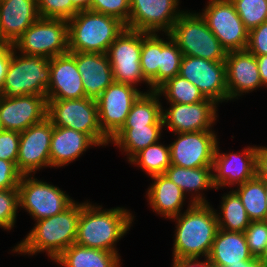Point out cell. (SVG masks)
<instances>
[{"label":"cell","mask_w":267,"mask_h":267,"mask_svg":"<svg viewBox=\"0 0 267 267\" xmlns=\"http://www.w3.org/2000/svg\"><path fill=\"white\" fill-rule=\"evenodd\" d=\"M102 208L88 200L81 203L75 243L119 254L116 243L130 230L134 215L124 207Z\"/></svg>","instance_id":"6da1fadb"},{"label":"cell","mask_w":267,"mask_h":267,"mask_svg":"<svg viewBox=\"0 0 267 267\" xmlns=\"http://www.w3.org/2000/svg\"><path fill=\"white\" fill-rule=\"evenodd\" d=\"M170 219L176 222L172 259H207L219 229L212 205L190 202L183 213Z\"/></svg>","instance_id":"7a4b0ae2"},{"label":"cell","mask_w":267,"mask_h":267,"mask_svg":"<svg viewBox=\"0 0 267 267\" xmlns=\"http://www.w3.org/2000/svg\"><path fill=\"white\" fill-rule=\"evenodd\" d=\"M81 203L74 201L63 212L35 221L34 227L12 252L24 256L46 252L54 261L65 249L75 243Z\"/></svg>","instance_id":"3957f363"},{"label":"cell","mask_w":267,"mask_h":267,"mask_svg":"<svg viewBox=\"0 0 267 267\" xmlns=\"http://www.w3.org/2000/svg\"><path fill=\"white\" fill-rule=\"evenodd\" d=\"M68 23L69 52L106 54L126 29L119 19L90 10L79 11Z\"/></svg>","instance_id":"277c9868"},{"label":"cell","mask_w":267,"mask_h":267,"mask_svg":"<svg viewBox=\"0 0 267 267\" xmlns=\"http://www.w3.org/2000/svg\"><path fill=\"white\" fill-rule=\"evenodd\" d=\"M184 56L225 62L226 49L197 12L184 11L169 32Z\"/></svg>","instance_id":"5b68a950"},{"label":"cell","mask_w":267,"mask_h":267,"mask_svg":"<svg viewBox=\"0 0 267 267\" xmlns=\"http://www.w3.org/2000/svg\"><path fill=\"white\" fill-rule=\"evenodd\" d=\"M50 59L13 51L0 95L46 96L50 83Z\"/></svg>","instance_id":"8992f818"},{"label":"cell","mask_w":267,"mask_h":267,"mask_svg":"<svg viewBox=\"0 0 267 267\" xmlns=\"http://www.w3.org/2000/svg\"><path fill=\"white\" fill-rule=\"evenodd\" d=\"M47 118L53 126L67 127L87 134L98 147L109 144V139L99 126L96 100L86 97L47 100Z\"/></svg>","instance_id":"52a82bcc"},{"label":"cell","mask_w":267,"mask_h":267,"mask_svg":"<svg viewBox=\"0 0 267 267\" xmlns=\"http://www.w3.org/2000/svg\"><path fill=\"white\" fill-rule=\"evenodd\" d=\"M13 45L17 53L48 59L68 53L67 20L40 17Z\"/></svg>","instance_id":"ba28073f"},{"label":"cell","mask_w":267,"mask_h":267,"mask_svg":"<svg viewBox=\"0 0 267 267\" xmlns=\"http://www.w3.org/2000/svg\"><path fill=\"white\" fill-rule=\"evenodd\" d=\"M18 191L19 208L26 210L34 221L59 214L75 201L59 187L34 175H22Z\"/></svg>","instance_id":"9c48e42d"},{"label":"cell","mask_w":267,"mask_h":267,"mask_svg":"<svg viewBox=\"0 0 267 267\" xmlns=\"http://www.w3.org/2000/svg\"><path fill=\"white\" fill-rule=\"evenodd\" d=\"M142 31L125 29L109 46L107 56L115 82L130 84L138 87L140 83H150L144 78L141 65ZM140 82V83H139Z\"/></svg>","instance_id":"30bf717a"},{"label":"cell","mask_w":267,"mask_h":267,"mask_svg":"<svg viewBox=\"0 0 267 267\" xmlns=\"http://www.w3.org/2000/svg\"><path fill=\"white\" fill-rule=\"evenodd\" d=\"M199 14L227 52L246 50L249 30L230 0H209Z\"/></svg>","instance_id":"8fae6325"},{"label":"cell","mask_w":267,"mask_h":267,"mask_svg":"<svg viewBox=\"0 0 267 267\" xmlns=\"http://www.w3.org/2000/svg\"><path fill=\"white\" fill-rule=\"evenodd\" d=\"M142 93L133 85L114 81L96 99L99 126L109 140L122 128L133 103Z\"/></svg>","instance_id":"7c38bea8"},{"label":"cell","mask_w":267,"mask_h":267,"mask_svg":"<svg viewBox=\"0 0 267 267\" xmlns=\"http://www.w3.org/2000/svg\"><path fill=\"white\" fill-rule=\"evenodd\" d=\"M180 0H130L127 29L147 33H169L185 10ZM164 32V33H163Z\"/></svg>","instance_id":"4fadbf2b"},{"label":"cell","mask_w":267,"mask_h":267,"mask_svg":"<svg viewBox=\"0 0 267 267\" xmlns=\"http://www.w3.org/2000/svg\"><path fill=\"white\" fill-rule=\"evenodd\" d=\"M179 75L196 85L205 98L218 105L229 101L225 62L183 56Z\"/></svg>","instance_id":"5bb4252c"},{"label":"cell","mask_w":267,"mask_h":267,"mask_svg":"<svg viewBox=\"0 0 267 267\" xmlns=\"http://www.w3.org/2000/svg\"><path fill=\"white\" fill-rule=\"evenodd\" d=\"M169 144L171 165L184 168L212 166L218 136L214 130L176 133Z\"/></svg>","instance_id":"9a60e30c"},{"label":"cell","mask_w":267,"mask_h":267,"mask_svg":"<svg viewBox=\"0 0 267 267\" xmlns=\"http://www.w3.org/2000/svg\"><path fill=\"white\" fill-rule=\"evenodd\" d=\"M53 125L46 117L20 132L16 167L22 175H32L50 167V144Z\"/></svg>","instance_id":"2e32d148"},{"label":"cell","mask_w":267,"mask_h":267,"mask_svg":"<svg viewBox=\"0 0 267 267\" xmlns=\"http://www.w3.org/2000/svg\"><path fill=\"white\" fill-rule=\"evenodd\" d=\"M168 109L162 108L164 128L167 127L173 136L176 133L213 130L217 123L218 104L211 99L193 104L170 103Z\"/></svg>","instance_id":"e0dca14e"},{"label":"cell","mask_w":267,"mask_h":267,"mask_svg":"<svg viewBox=\"0 0 267 267\" xmlns=\"http://www.w3.org/2000/svg\"><path fill=\"white\" fill-rule=\"evenodd\" d=\"M219 143L218 141L212 165L215 190L226 186L231 189L256 176V145L247 146L242 152L223 153L219 149Z\"/></svg>","instance_id":"ac0fdd59"},{"label":"cell","mask_w":267,"mask_h":267,"mask_svg":"<svg viewBox=\"0 0 267 267\" xmlns=\"http://www.w3.org/2000/svg\"><path fill=\"white\" fill-rule=\"evenodd\" d=\"M46 117V96L5 97L0 95V121L4 130L20 133Z\"/></svg>","instance_id":"d6986e66"},{"label":"cell","mask_w":267,"mask_h":267,"mask_svg":"<svg viewBox=\"0 0 267 267\" xmlns=\"http://www.w3.org/2000/svg\"><path fill=\"white\" fill-rule=\"evenodd\" d=\"M50 83L47 100L80 99L85 97L83 82L76 65V52H68L50 59Z\"/></svg>","instance_id":"ffe728a7"},{"label":"cell","mask_w":267,"mask_h":267,"mask_svg":"<svg viewBox=\"0 0 267 267\" xmlns=\"http://www.w3.org/2000/svg\"><path fill=\"white\" fill-rule=\"evenodd\" d=\"M225 67L230 101L263 87L256 56L249 51H229L225 60Z\"/></svg>","instance_id":"44dd1931"},{"label":"cell","mask_w":267,"mask_h":267,"mask_svg":"<svg viewBox=\"0 0 267 267\" xmlns=\"http://www.w3.org/2000/svg\"><path fill=\"white\" fill-rule=\"evenodd\" d=\"M39 18L37 0H0V41L14 44Z\"/></svg>","instance_id":"7402d4cb"},{"label":"cell","mask_w":267,"mask_h":267,"mask_svg":"<svg viewBox=\"0 0 267 267\" xmlns=\"http://www.w3.org/2000/svg\"><path fill=\"white\" fill-rule=\"evenodd\" d=\"M76 65L86 98L96 100L114 82L107 54L76 52Z\"/></svg>","instance_id":"603a6c76"},{"label":"cell","mask_w":267,"mask_h":267,"mask_svg":"<svg viewBox=\"0 0 267 267\" xmlns=\"http://www.w3.org/2000/svg\"><path fill=\"white\" fill-rule=\"evenodd\" d=\"M98 145L85 133L67 127L53 126L50 144V168L65 167L90 147Z\"/></svg>","instance_id":"cb8c5ba5"},{"label":"cell","mask_w":267,"mask_h":267,"mask_svg":"<svg viewBox=\"0 0 267 267\" xmlns=\"http://www.w3.org/2000/svg\"><path fill=\"white\" fill-rule=\"evenodd\" d=\"M252 258L244 232L218 229L207 260L213 267H237Z\"/></svg>","instance_id":"d4e9b609"},{"label":"cell","mask_w":267,"mask_h":267,"mask_svg":"<svg viewBox=\"0 0 267 267\" xmlns=\"http://www.w3.org/2000/svg\"><path fill=\"white\" fill-rule=\"evenodd\" d=\"M150 178L152 184L146 191V197L153 212L165 219L179 215L183 210V205H186L184 202L187 198L181 188L165 174L154 175Z\"/></svg>","instance_id":"484cf974"},{"label":"cell","mask_w":267,"mask_h":267,"mask_svg":"<svg viewBox=\"0 0 267 267\" xmlns=\"http://www.w3.org/2000/svg\"><path fill=\"white\" fill-rule=\"evenodd\" d=\"M165 175L179 186L185 195L188 193L191 196V200L188 202L193 204L210 203L203 196V191L216 189L213 185L212 166L184 168L170 165Z\"/></svg>","instance_id":"4316f807"},{"label":"cell","mask_w":267,"mask_h":267,"mask_svg":"<svg viewBox=\"0 0 267 267\" xmlns=\"http://www.w3.org/2000/svg\"><path fill=\"white\" fill-rule=\"evenodd\" d=\"M120 255L73 243L53 262L61 267H121Z\"/></svg>","instance_id":"83f0119b"},{"label":"cell","mask_w":267,"mask_h":267,"mask_svg":"<svg viewBox=\"0 0 267 267\" xmlns=\"http://www.w3.org/2000/svg\"><path fill=\"white\" fill-rule=\"evenodd\" d=\"M164 126L153 124L140 127H122L110 140L121 152L127 154L128 162L141 150L160 141Z\"/></svg>","instance_id":"f1b7e54d"},{"label":"cell","mask_w":267,"mask_h":267,"mask_svg":"<svg viewBox=\"0 0 267 267\" xmlns=\"http://www.w3.org/2000/svg\"><path fill=\"white\" fill-rule=\"evenodd\" d=\"M161 97L153 90L143 92L133 103L122 127H140L163 124Z\"/></svg>","instance_id":"f546056e"},{"label":"cell","mask_w":267,"mask_h":267,"mask_svg":"<svg viewBox=\"0 0 267 267\" xmlns=\"http://www.w3.org/2000/svg\"><path fill=\"white\" fill-rule=\"evenodd\" d=\"M221 198L220 210L215 209L219 229L244 232L251 220L238 194L233 189H230V191L224 193Z\"/></svg>","instance_id":"4dcf8cb0"},{"label":"cell","mask_w":267,"mask_h":267,"mask_svg":"<svg viewBox=\"0 0 267 267\" xmlns=\"http://www.w3.org/2000/svg\"><path fill=\"white\" fill-rule=\"evenodd\" d=\"M233 189L241 199L251 221H266V196L263 180L255 176L253 179Z\"/></svg>","instance_id":"1f68e13d"},{"label":"cell","mask_w":267,"mask_h":267,"mask_svg":"<svg viewBox=\"0 0 267 267\" xmlns=\"http://www.w3.org/2000/svg\"><path fill=\"white\" fill-rule=\"evenodd\" d=\"M130 165L140 167L148 177L165 174L170 162L169 145H163L160 142L149 145L138 152L130 161Z\"/></svg>","instance_id":"d6a6232c"},{"label":"cell","mask_w":267,"mask_h":267,"mask_svg":"<svg viewBox=\"0 0 267 267\" xmlns=\"http://www.w3.org/2000/svg\"><path fill=\"white\" fill-rule=\"evenodd\" d=\"M160 33L142 32L140 65L144 78L150 83V89L158 88V70L160 65Z\"/></svg>","instance_id":"836d02e7"},{"label":"cell","mask_w":267,"mask_h":267,"mask_svg":"<svg viewBox=\"0 0 267 267\" xmlns=\"http://www.w3.org/2000/svg\"><path fill=\"white\" fill-rule=\"evenodd\" d=\"M155 91L160 97L164 96L167 103L193 104L206 99L196 85L179 74L165 81Z\"/></svg>","instance_id":"e575fe53"},{"label":"cell","mask_w":267,"mask_h":267,"mask_svg":"<svg viewBox=\"0 0 267 267\" xmlns=\"http://www.w3.org/2000/svg\"><path fill=\"white\" fill-rule=\"evenodd\" d=\"M166 39L161 38L160 65L158 70V87L165 81L173 78L180 72V65L183 58L182 51L169 33H165Z\"/></svg>","instance_id":"d590c367"},{"label":"cell","mask_w":267,"mask_h":267,"mask_svg":"<svg viewBox=\"0 0 267 267\" xmlns=\"http://www.w3.org/2000/svg\"><path fill=\"white\" fill-rule=\"evenodd\" d=\"M248 30L267 21V0H230Z\"/></svg>","instance_id":"8d00e7d4"},{"label":"cell","mask_w":267,"mask_h":267,"mask_svg":"<svg viewBox=\"0 0 267 267\" xmlns=\"http://www.w3.org/2000/svg\"><path fill=\"white\" fill-rule=\"evenodd\" d=\"M19 208L18 188L0 190V227L12 230Z\"/></svg>","instance_id":"74e56055"},{"label":"cell","mask_w":267,"mask_h":267,"mask_svg":"<svg viewBox=\"0 0 267 267\" xmlns=\"http://www.w3.org/2000/svg\"><path fill=\"white\" fill-rule=\"evenodd\" d=\"M37 6L42 18L69 20L79 12L71 0H37Z\"/></svg>","instance_id":"f35d334b"},{"label":"cell","mask_w":267,"mask_h":267,"mask_svg":"<svg viewBox=\"0 0 267 267\" xmlns=\"http://www.w3.org/2000/svg\"><path fill=\"white\" fill-rule=\"evenodd\" d=\"M244 235L253 257L260 258L267 247V220L251 221Z\"/></svg>","instance_id":"ab89813d"},{"label":"cell","mask_w":267,"mask_h":267,"mask_svg":"<svg viewBox=\"0 0 267 267\" xmlns=\"http://www.w3.org/2000/svg\"><path fill=\"white\" fill-rule=\"evenodd\" d=\"M89 10L115 17L126 25L130 14V0H91Z\"/></svg>","instance_id":"60d3db41"},{"label":"cell","mask_w":267,"mask_h":267,"mask_svg":"<svg viewBox=\"0 0 267 267\" xmlns=\"http://www.w3.org/2000/svg\"><path fill=\"white\" fill-rule=\"evenodd\" d=\"M20 133L3 130L0 133V159L17 163Z\"/></svg>","instance_id":"b9f144b4"},{"label":"cell","mask_w":267,"mask_h":267,"mask_svg":"<svg viewBox=\"0 0 267 267\" xmlns=\"http://www.w3.org/2000/svg\"><path fill=\"white\" fill-rule=\"evenodd\" d=\"M246 50L253 55H267V21L249 30Z\"/></svg>","instance_id":"7bdbcfd3"},{"label":"cell","mask_w":267,"mask_h":267,"mask_svg":"<svg viewBox=\"0 0 267 267\" xmlns=\"http://www.w3.org/2000/svg\"><path fill=\"white\" fill-rule=\"evenodd\" d=\"M21 177L14 162L0 159V190L18 188Z\"/></svg>","instance_id":"ee69618b"},{"label":"cell","mask_w":267,"mask_h":267,"mask_svg":"<svg viewBox=\"0 0 267 267\" xmlns=\"http://www.w3.org/2000/svg\"><path fill=\"white\" fill-rule=\"evenodd\" d=\"M14 45L12 43H1L0 44V94L2 91L3 83L7 73L11 56L14 51Z\"/></svg>","instance_id":"f6af8a7d"},{"label":"cell","mask_w":267,"mask_h":267,"mask_svg":"<svg viewBox=\"0 0 267 267\" xmlns=\"http://www.w3.org/2000/svg\"><path fill=\"white\" fill-rule=\"evenodd\" d=\"M256 176L267 179V146H256Z\"/></svg>","instance_id":"bcb514c9"},{"label":"cell","mask_w":267,"mask_h":267,"mask_svg":"<svg viewBox=\"0 0 267 267\" xmlns=\"http://www.w3.org/2000/svg\"><path fill=\"white\" fill-rule=\"evenodd\" d=\"M172 267H209V262L207 259L201 260L196 258L188 259H173Z\"/></svg>","instance_id":"7dc6e473"},{"label":"cell","mask_w":267,"mask_h":267,"mask_svg":"<svg viewBox=\"0 0 267 267\" xmlns=\"http://www.w3.org/2000/svg\"><path fill=\"white\" fill-rule=\"evenodd\" d=\"M258 70L263 87L267 86V55H260L256 57ZM267 88V87H266Z\"/></svg>","instance_id":"c3c4849f"},{"label":"cell","mask_w":267,"mask_h":267,"mask_svg":"<svg viewBox=\"0 0 267 267\" xmlns=\"http://www.w3.org/2000/svg\"><path fill=\"white\" fill-rule=\"evenodd\" d=\"M71 3L78 11H85L90 9L91 0H71Z\"/></svg>","instance_id":"681fc988"},{"label":"cell","mask_w":267,"mask_h":267,"mask_svg":"<svg viewBox=\"0 0 267 267\" xmlns=\"http://www.w3.org/2000/svg\"><path fill=\"white\" fill-rule=\"evenodd\" d=\"M237 267H266L260 260V258H252L247 261H241V265H238Z\"/></svg>","instance_id":"f907efd6"},{"label":"cell","mask_w":267,"mask_h":267,"mask_svg":"<svg viewBox=\"0 0 267 267\" xmlns=\"http://www.w3.org/2000/svg\"><path fill=\"white\" fill-rule=\"evenodd\" d=\"M261 262L267 267V247L260 257Z\"/></svg>","instance_id":"816d5d0a"},{"label":"cell","mask_w":267,"mask_h":267,"mask_svg":"<svg viewBox=\"0 0 267 267\" xmlns=\"http://www.w3.org/2000/svg\"><path fill=\"white\" fill-rule=\"evenodd\" d=\"M264 182L265 196H266V210H267V179H261Z\"/></svg>","instance_id":"f5cc1de1"},{"label":"cell","mask_w":267,"mask_h":267,"mask_svg":"<svg viewBox=\"0 0 267 267\" xmlns=\"http://www.w3.org/2000/svg\"><path fill=\"white\" fill-rule=\"evenodd\" d=\"M4 130L3 126H2V123L0 121V133Z\"/></svg>","instance_id":"db71d44e"}]
</instances>
